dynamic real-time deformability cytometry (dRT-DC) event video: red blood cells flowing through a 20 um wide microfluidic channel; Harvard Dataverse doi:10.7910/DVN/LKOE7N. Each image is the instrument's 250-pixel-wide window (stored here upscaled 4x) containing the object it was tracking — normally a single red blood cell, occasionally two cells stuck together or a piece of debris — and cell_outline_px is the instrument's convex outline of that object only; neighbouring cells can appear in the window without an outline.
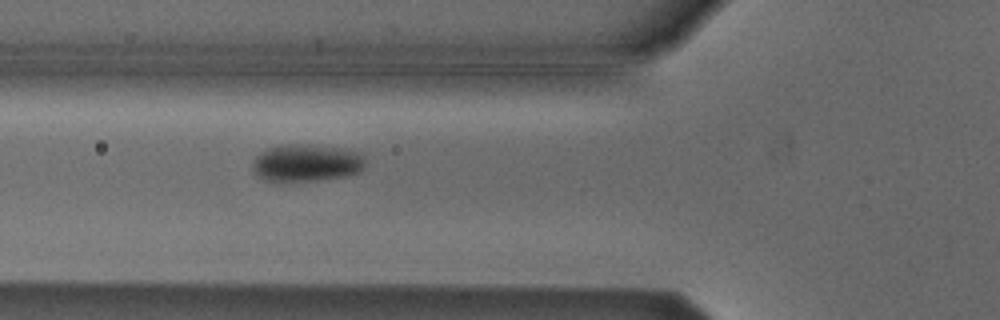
{"species": "Egyptian fruit bat (a non-hibernating species)", "species_latin": "Rousettus aegyptiacus", "temperature_condition": "cold", "stored_images_in_passage": 6, "camera_frame_rate_fps": 3000, "um_per_image_px": 0.085, "animal": {"sex": "male"}, "frame": {"image": 1, "passage_image": 6, "time_ms": 1.667, "image_size_px": [1000, 320], "cell_outline_px": [[364, 168], [360, 172], [344, 176], [316, 180], [268, 180], [260, 176], [252, 168], [252, 160], [260, 152], [268, 148], [288, 144], [308, 144], [340, 148], [360, 152], [364, 156]], "centroid_in_image_um": [26.08, 13.82], "position_along_channel_um": 99.7, "area_um2": 24.22}}